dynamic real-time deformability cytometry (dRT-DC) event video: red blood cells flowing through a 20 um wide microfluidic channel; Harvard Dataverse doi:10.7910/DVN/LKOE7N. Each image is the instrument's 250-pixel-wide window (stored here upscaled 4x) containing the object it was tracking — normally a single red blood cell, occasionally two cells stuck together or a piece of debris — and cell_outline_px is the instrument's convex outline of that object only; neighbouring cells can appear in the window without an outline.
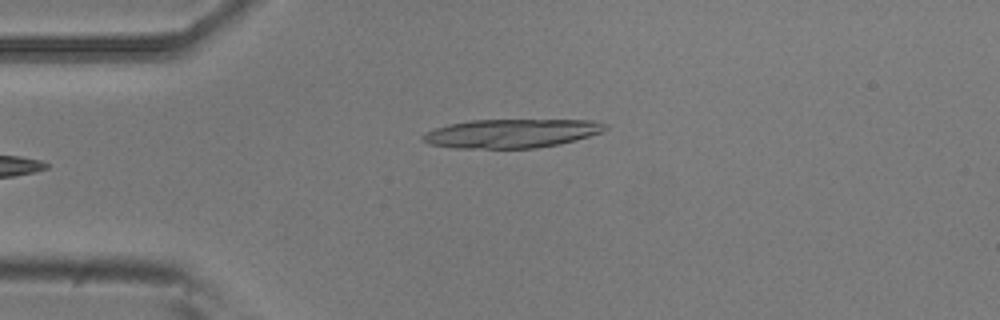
{"species": "common noctule bat (a hibernating species)", "species_latin": "Nyctalus noctula", "temperature_condition": "room temperature", "stored_images_in_passage": 3, "camera_frame_rate_fps": 3000, "um_per_image_px": 0.085, "animal": {"sex": "male", "body_mass_g": 20.5, "forearm_length_mm": 52.5}, "frame": {"image": 1, "passage_image": 3, "time_ms": 0.667, "image_size_px": [1000, 320], "cell_outline_px": [[608, 128], [600, 132], [576, 140], [560, 144], [536, 148], [456, 148], [428, 144], [420, 140], [420, 136], [424, 132], [448, 124], [472, 120], [592, 120], [608, 124]], "centroid_in_image_um": [43.44, 11.34], "position_along_channel_um": 41.6, "area_um2": 30.75}}